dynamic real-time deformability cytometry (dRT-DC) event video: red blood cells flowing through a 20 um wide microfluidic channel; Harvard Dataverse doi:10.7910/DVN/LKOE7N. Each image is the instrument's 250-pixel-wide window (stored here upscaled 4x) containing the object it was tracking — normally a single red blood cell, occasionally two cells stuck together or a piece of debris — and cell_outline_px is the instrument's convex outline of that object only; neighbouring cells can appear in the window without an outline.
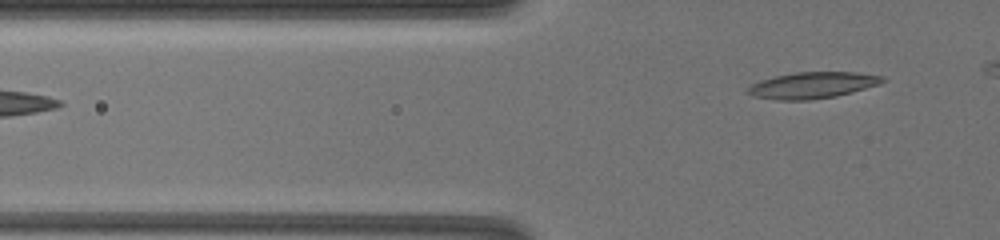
{"species": "common noctule bat (a hibernating species)", "species_latin": "Nyctalus noctula", "temperature_condition": "warm", "stored_images_in_passage": 13, "segment_of_instrument_passage": [2, 2], "camera_frame_rate_fps": 3000, "um_per_image_px": 0.085, "animal": {"sex": "female", "body_mass_g": 19.5, "forearm_length_mm": 54.1}, "frame": {"image": 1, "passage_image": 13, "time_ms": 7.0, "image_size_px": [1000, 240], "cell_outline_px": [[884, 80], [880, 84], [836, 96], [808, 100], [780, 100], [752, 96], [748, 92], [748, 88], [752, 84], [760, 80], [776, 76], [796, 72], [856, 72], [884, 76]], "centroid_in_image_um": [69.06, 7.24], "position_along_channel_um": 56.7, "area_um2": 20.46}}